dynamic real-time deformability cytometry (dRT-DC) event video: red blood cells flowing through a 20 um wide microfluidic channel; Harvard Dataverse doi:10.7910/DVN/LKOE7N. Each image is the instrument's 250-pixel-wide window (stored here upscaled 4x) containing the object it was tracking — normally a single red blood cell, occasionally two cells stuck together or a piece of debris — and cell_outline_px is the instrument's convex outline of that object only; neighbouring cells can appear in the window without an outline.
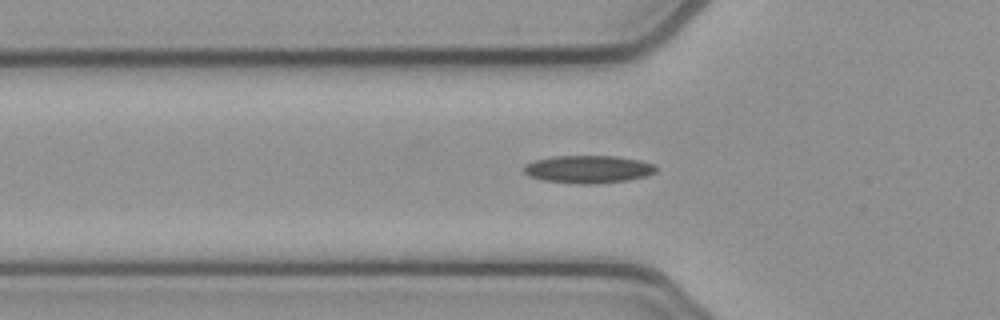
{"species": "common noctule bat (a hibernating species)", "species_latin": "Nyctalus noctula", "temperature_condition": "cold", "stored_images_in_passage": 39, "camera_frame_rate_fps": 3000, "um_per_image_px": 0.085, "animal": {"sex": "female", "body_mass_g": 21.9}, "frame": {"image": 1, "passage_image": 8, "time_ms": 2.333, "image_size_px": [1000, 320], "cell_outline_px": [[656, 172], [648, 176], [628, 180], [596, 184], [576, 184], [544, 180], [528, 176], [524, 172], [524, 164], [532, 160], [552, 156], [616, 156], [640, 160], [656, 164]], "centroid_in_image_um": [50.0, 14.38], "position_along_channel_um": 75.8, "area_um2": 21.68}}
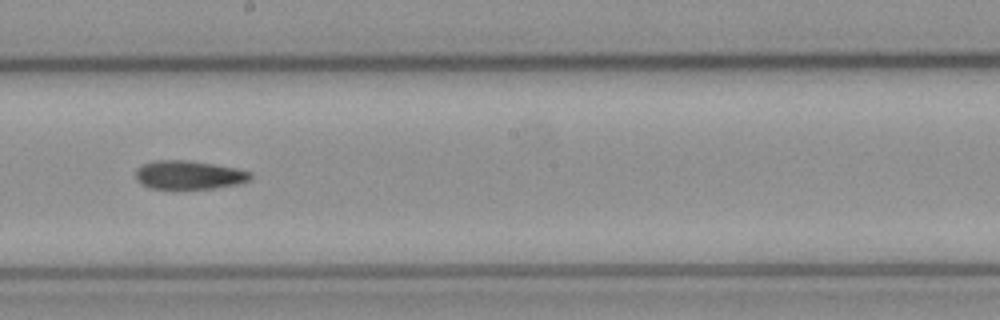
{"frame": {"image": 2, "passage_image": 20, "time_ms": 6.333, "image_size_px": [1000, 320], "cell_outline_px": [[252, 180], [240, 184], [216, 188], [152, 188], [136, 180], [136, 168], [140, 164], [152, 160], [188, 160], [236, 168], [252, 172]], "centroid_in_image_um": [16.08, 14.86], "position_along_channel_um": 232.1, "area_um2": 19.25}}
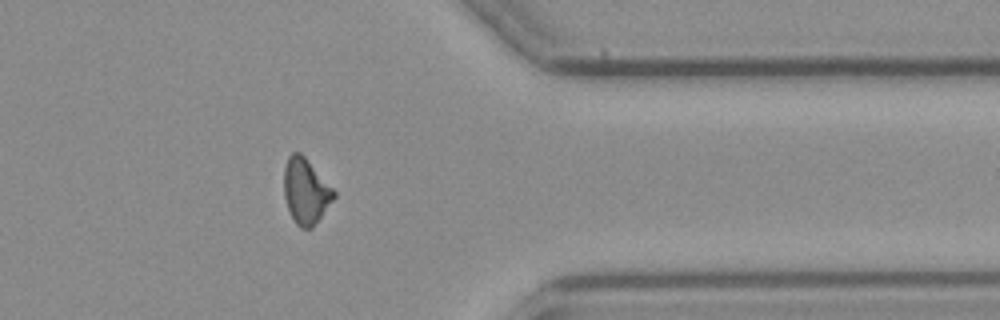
{"frame": {"image": 3, "passage_image": 33, "time_ms": 10.667, "image_size_px": [1000, 320], "cell_outline_px": [[336, 196], [312, 228], [300, 228], [296, 224], [288, 208], [284, 196], [284, 168], [288, 156], [292, 152], [300, 152], [304, 156], [336, 192]], "centroid_in_image_um": [25.98, 16.24], "position_along_channel_um": 385.4, "area_um2": 18.79}}